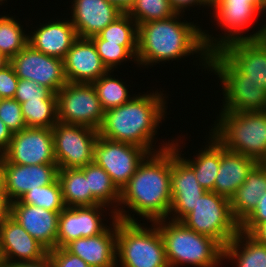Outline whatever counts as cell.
<instances>
[{
	"label": "cell",
	"instance_id": "db71d44e",
	"mask_svg": "<svg viewBox=\"0 0 266 267\" xmlns=\"http://www.w3.org/2000/svg\"><path fill=\"white\" fill-rule=\"evenodd\" d=\"M6 2H7V4H9L8 0H0V6H3V5L6 6L7 5Z\"/></svg>",
	"mask_w": 266,
	"mask_h": 267
},
{
	"label": "cell",
	"instance_id": "ac0fdd59",
	"mask_svg": "<svg viewBox=\"0 0 266 267\" xmlns=\"http://www.w3.org/2000/svg\"><path fill=\"white\" fill-rule=\"evenodd\" d=\"M205 132V139L202 142L204 144H199L201 147L189 154L188 157H185L187 155L184 150L186 144H188L185 142L187 141L185 135L182 136L181 133V135L173 137L172 146L175 148L177 155L195 172L196 179L201 187L206 191L214 192L215 180L220 166V143L209 131Z\"/></svg>",
	"mask_w": 266,
	"mask_h": 267
},
{
	"label": "cell",
	"instance_id": "2e32d148",
	"mask_svg": "<svg viewBox=\"0 0 266 267\" xmlns=\"http://www.w3.org/2000/svg\"><path fill=\"white\" fill-rule=\"evenodd\" d=\"M171 207L167 219L181 221L206 192L197 181L195 172L177 155L171 146Z\"/></svg>",
	"mask_w": 266,
	"mask_h": 267
},
{
	"label": "cell",
	"instance_id": "484cf974",
	"mask_svg": "<svg viewBox=\"0 0 266 267\" xmlns=\"http://www.w3.org/2000/svg\"><path fill=\"white\" fill-rule=\"evenodd\" d=\"M256 164L254 159L227 150L220 144V166L214 192L230 200Z\"/></svg>",
	"mask_w": 266,
	"mask_h": 267
},
{
	"label": "cell",
	"instance_id": "11a10c76",
	"mask_svg": "<svg viewBox=\"0 0 266 267\" xmlns=\"http://www.w3.org/2000/svg\"><path fill=\"white\" fill-rule=\"evenodd\" d=\"M0 267H5V264L2 262V263L0 264Z\"/></svg>",
	"mask_w": 266,
	"mask_h": 267
},
{
	"label": "cell",
	"instance_id": "c3c4849f",
	"mask_svg": "<svg viewBox=\"0 0 266 267\" xmlns=\"http://www.w3.org/2000/svg\"><path fill=\"white\" fill-rule=\"evenodd\" d=\"M252 3L264 16L266 15V0H248Z\"/></svg>",
	"mask_w": 266,
	"mask_h": 267
},
{
	"label": "cell",
	"instance_id": "d4e9b609",
	"mask_svg": "<svg viewBox=\"0 0 266 267\" xmlns=\"http://www.w3.org/2000/svg\"><path fill=\"white\" fill-rule=\"evenodd\" d=\"M117 219L101 234L81 237L64 248L90 267H116Z\"/></svg>",
	"mask_w": 266,
	"mask_h": 267
},
{
	"label": "cell",
	"instance_id": "74e56055",
	"mask_svg": "<svg viewBox=\"0 0 266 267\" xmlns=\"http://www.w3.org/2000/svg\"><path fill=\"white\" fill-rule=\"evenodd\" d=\"M0 119L12 134L26 128L21 104L14 98L0 99Z\"/></svg>",
	"mask_w": 266,
	"mask_h": 267
},
{
	"label": "cell",
	"instance_id": "4316f807",
	"mask_svg": "<svg viewBox=\"0 0 266 267\" xmlns=\"http://www.w3.org/2000/svg\"><path fill=\"white\" fill-rule=\"evenodd\" d=\"M266 192V166L257 163L248 173L245 182L231 197L230 206L235 220L241 224L256 208L259 198Z\"/></svg>",
	"mask_w": 266,
	"mask_h": 267
},
{
	"label": "cell",
	"instance_id": "bcb514c9",
	"mask_svg": "<svg viewBox=\"0 0 266 267\" xmlns=\"http://www.w3.org/2000/svg\"><path fill=\"white\" fill-rule=\"evenodd\" d=\"M11 203L4 192L0 193V225L11 216Z\"/></svg>",
	"mask_w": 266,
	"mask_h": 267
},
{
	"label": "cell",
	"instance_id": "8d00e7d4",
	"mask_svg": "<svg viewBox=\"0 0 266 267\" xmlns=\"http://www.w3.org/2000/svg\"><path fill=\"white\" fill-rule=\"evenodd\" d=\"M139 26L175 15L169 0H136L127 13Z\"/></svg>",
	"mask_w": 266,
	"mask_h": 267
},
{
	"label": "cell",
	"instance_id": "60d3db41",
	"mask_svg": "<svg viewBox=\"0 0 266 267\" xmlns=\"http://www.w3.org/2000/svg\"><path fill=\"white\" fill-rule=\"evenodd\" d=\"M263 222H266V192L259 198L256 208L240 224V231L251 234Z\"/></svg>",
	"mask_w": 266,
	"mask_h": 267
},
{
	"label": "cell",
	"instance_id": "836d02e7",
	"mask_svg": "<svg viewBox=\"0 0 266 267\" xmlns=\"http://www.w3.org/2000/svg\"><path fill=\"white\" fill-rule=\"evenodd\" d=\"M138 25L123 13L91 40H106L107 43H119L121 46H137Z\"/></svg>",
	"mask_w": 266,
	"mask_h": 267
},
{
	"label": "cell",
	"instance_id": "83f0119b",
	"mask_svg": "<svg viewBox=\"0 0 266 267\" xmlns=\"http://www.w3.org/2000/svg\"><path fill=\"white\" fill-rule=\"evenodd\" d=\"M223 261H228L233 267H266V245L239 231L224 247Z\"/></svg>",
	"mask_w": 266,
	"mask_h": 267
},
{
	"label": "cell",
	"instance_id": "681fc988",
	"mask_svg": "<svg viewBox=\"0 0 266 267\" xmlns=\"http://www.w3.org/2000/svg\"><path fill=\"white\" fill-rule=\"evenodd\" d=\"M10 64V59L0 52V70L4 69Z\"/></svg>",
	"mask_w": 266,
	"mask_h": 267
},
{
	"label": "cell",
	"instance_id": "7bdbcfd3",
	"mask_svg": "<svg viewBox=\"0 0 266 267\" xmlns=\"http://www.w3.org/2000/svg\"><path fill=\"white\" fill-rule=\"evenodd\" d=\"M169 2L171 4L172 9L175 11V13H178V14L187 15L188 13L189 15L190 14L189 12L196 11L194 10L196 7L198 8L197 11L203 8L201 12L204 13L205 16L207 13L209 14V11H210L208 10L209 8L207 7L205 0H169ZM205 10L207 11L206 13H205ZM186 11L187 13L185 14Z\"/></svg>",
	"mask_w": 266,
	"mask_h": 267
},
{
	"label": "cell",
	"instance_id": "cb8c5ba5",
	"mask_svg": "<svg viewBox=\"0 0 266 267\" xmlns=\"http://www.w3.org/2000/svg\"><path fill=\"white\" fill-rule=\"evenodd\" d=\"M59 215L19 200L11 203V216L48 251L56 248Z\"/></svg>",
	"mask_w": 266,
	"mask_h": 267
},
{
	"label": "cell",
	"instance_id": "ab89813d",
	"mask_svg": "<svg viewBox=\"0 0 266 267\" xmlns=\"http://www.w3.org/2000/svg\"><path fill=\"white\" fill-rule=\"evenodd\" d=\"M48 255L53 267H90L80 257L71 254L65 248L56 247L49 250Z\"/></svg>",
	"mask_w": 266,
	"mask_h": 267
},
{
	"label": "cell",
	"instance_id": "603a6c76",
	"mask_svg": "<svg viewBox=\"0 0 266 267\" xmlns=\"http://www.w3.org/2000/svg\"><path fill=\"white\" fill-rule=\"evenodd\" d=\"M246 80L264 85L266 89V42L257 40L233 41L219 50Z\"/></svg>",
	"mask_w": 266,
	"mask_h": 267
},
{
	"label": "cell",
	"instance_id": "30bf717a",
	"mask_svg": "<svg viewBox=\"0 0 266 267\" xmlns=\"http://www.w3.org/2000/svg\"><path fill=\"white\" fill-rule=\"evenodd\" d=\"M56 95L58 122L100 128L105 110L92 83L67 82Z\"/></svg>",
	"mask_w": 266,
	"mask_h": 267
},
{
	"label": "cell",
	"instance_id": "e0dca14e",
	"mask_svg": "<svg viewBox=\"0 0 266 267\" xmlns=\"http://www.w3.org/2000/svg\"><path fill=\"white\" fill-rule=\"evenodd\" d=\"M55 17H52L53 19L50 17L48 21L44 20L42 23L38 21L39 24L34 26L28 23L31 28L28 30V44L41 53L63 60L79 37L68 16L63 18L61 12L60 18L59 15Z\"/></svg>",
	"mask_w": 266,
	"mask_h": 267
},
{
	"label": "cell",
	"instance_id": "9a60e30c",
	"mask_svg": "<svg viewBox=\"0 0 266 267\" xmlns=\"http://www.w3.org/2000/svg\"><path fill=\"white\" fill-rule=\"evenodd\" d=\"M10 64L19 79H27L57 93L66 83L63 60L48 56L27 45L15 55Z\"/></svg>",
	"mask_w": 266,
	"mask_h": 267
},
{
	"label": "cell",
	"instance_id": "f1b7e54d",
	"mask_svg": "<svg viewBox=\"0 0 266 267\" xmlns=\"http://www.w3.org/2000/svg\"><path fill=\"white\" fill-rule=\"evenodd\" d=\"M58 180L66 207L100 204L88 190V178L80 168L59 169Z\"/></svg>",
	"mask_w": 266,
	"mask_h": 267
},
{
	"label": "cell",
	"instance_id": "1f68e13d",
	"mask_svg": "<svg viewBox=\"0 0 266 267\" xmlns=\"http://www.w3.org/2000/svg\"><path fill=\"white\" fill-rule=\"evenodd\" d=\"M116 71L109 70L106 74L102 75L98 80L92 82L93 87L97 93L102 108L106 111L108 109L118 107L127 103L136 93L128 87H133L123 81V77L114 75ZM117 76V77H116ZM116 77V78H115ZM122 77V78H121ZM128 84V85H127ZM131 90V92L129 90ZM133 92H135L133 94Z\"/></svg>",
	"mask_w": 266,
	"mask_h": 267
},
{
	"label": "cell",
	"instance_id": "ffe728a7",
	"mask_svg": "<svg viewBox=\"0 0 266 267\" xmlns=\"http://www.w3.org/2000/svg\"><path fill=\"white\" fill-rule=\"evenodd\" d=\"M48 250L12 216L0 225V258L3 263L38 261Z\"/></svg>",
	"mask_w": 266,
	"mask_h": 267
},
{
	"label": "cell",
	"instance_id": "d590c367",
	"mask_svg": "<svg viewBox=\"0 0 266 267\" xmlns=\"http://www.w3.org/2000/svg\"><path fill=\"white\" fill-rule=\"evenodd\" d=\"M23 204L60 213L66 206L63 201L62 189L58 178L51 184L29 190L19 200Z\"/></svg>",
	"mask_w": 266,
	"mask_h": 267
},
{
	"label": "cell",
	"instance_id": "d6986e66",
	"mask_svg": "<svg viewBox=\"0 0 266 267\" xmlns=\"http://www.w3.org/2000/svg\"><path fill=\"white\" fill-rule=\"evenodd\" d=\"M3 192L11 202L20 198L29 190H35L53 183L58 178L57 164L17 165L2 163Z\"/></svg>",
	"mask_w": 266,
	"mask_h": 267
},
{
	"label": "cell",
	"instance_id": "b9f144b4",
	"mask_svg": "<svg viewBox=\"0 0 266 267\" xmlns=\"http://www.w3.org/2000/svg\"><path fill=\"white\" fill-rule=\"evenodd\" d=\"M19 78L11 64L0 70V98H14Z\"/></svg>",
	"mask_w": 266,
	"mask_h": 267
},
{
	"label": "cell",
	"instance_id": "f907efd6",
	"mask_svg": "<svg viewBox=\"0 0 266 267\" xmlns=\"http://www.w3.org/2000/svg\"><path fill=\"white\" fill-rule=\"evenodd\" d=\"M3 192V170H2V158L0 157V193Z\"/></svg>",
	"mask_w": 266,
	"mask_h": 267
},
{
	"label": "cell",
	"instance_id": "7402d4cb",
	"mask_svg": "<svg viewBox=\"0 0 266 267\" xmlns=\"http://www.w3.org/2000/svg\"><path fill=\"white\" fill-rule=\"evenodd\" d=\"M63 65L70 83H92L109 71L90 38H78L66 53Z\"/></svg>",
	"mask_w": 266,
	"mask_h": 267
},
{
	"label": "cell",
	"instance_id": "3957f363",
	"mask_svg": "<svg viewBox=\"0 0 266 267\" xmlns=\"http://www.w3.org/2000/svg\"><path fill=\"white\" fill-rule=\"evenodd\" d=\"M170 183L171 147L148 154L121 190L116 218L146 223L168 218L172 200Z\"/></svg>",
	"mask_w": 266,
	"mask_h": 267
},
{
	"label": "cell",
	"instance_id": "6da1fadb",
	"mask_svg": "<svg viewBox=\"0 0 266 267\" xmlns=\"http://www.w3.org/2000/svg\"><path fill=\"white\" fill-rule=\"evenodd\" d=\"M186 16L176 13L167 19L150 21L138 26L136 59L139 71L146 72L145 69L155 66L157 68L158 64L170 65L173 61L178 63L182 59L188 60V57H192L189 60L193 67L198 65L195 67L197 71L201 69V74L208 73L210 52L203 38L205 26H200L195 19L191 21Z\"/></svg>",
	"mask_w": 266,
	"mask_h": 267
},
{
	"label": "cell",
	"instance_id": "4dcf8cb0",
	"mask_svg": "<svg viewBox=\"0 0 266 267\" xmlns=\"http://www.w3.org/2000/svg\"><path fill=\"white\" fill-rule=\"evenodd\" d=\"M3 13L0 14V52L4 54L10 60L22 51L28 45V35L27 28H29L28 23L32 21L29 17L25 18L28 21H21L19 16ZM26 27L24 28V24Z\"/></svg>",
	"mask_w": 266,
	"mask_h": 267
},
{
	"label": "cell",
	"instance_id": "52a82bcc",
	"mask_svg": "<svg viewBox=\"0 0 266 267\" xmlns=\"http://www.w3.org/2000/svg\"><path fill=\"white\" fill-rule=\"evenodd\" d=\"M209 74L216 75L217 86L220 82L217 92L222 98L220 103L222 105L217 107L220 108L218 112L266 111L264 85L246 80V75L242 74L219 50L210 53L208 77Z\"/></svg>",
	"mask_w": 266,
	"mask_h": 267
},
{
	"label": "cell",
	"instance_id": "d6a6232c",
	"mask_svg": "<svg viewBox=\"0 0 266 267\" xmlns=\"http://www.w3.org/2000/svg\"><path fill=\"white\" fill-rule=\"evenodd\" d=\"M26 127L52 128L57 122V100H27L21 103Z\"/></svg>",
	"mask_w": 266,
	"mask_h": 267
},
{
	"label": "cell",
	"instance_id": "f6af8a7d",
	"mask_svg": "<svg viewBox=\"0 0 266 267\" xmlns=\"http://www.w3.org/2000/svg\"><path fill=\"white\" fill-rule=\"evenodd\" d=\"M12 135V132L0 119V156L8 149Z\"/></svg>",
	"mask_w": 266,
	"mask_h": 267
},
{
	"label": "cell",
	"instance_id": "7a4b0ae2",
	"mask_svg": "<svg viewBox=\"0 0 266 267\" xmlns=\"http://www.w3.org/2000/svg\"><path fill=\"white\" fill-rule=\"evenodd\" d=\"M153 89L154 86L147 92H138L127 103L106 110L102 125L98 129L99 136L137 145L149 154L170 148L173 137L170 140L168 137V141L166 137L161 140L163 137H158V132L166 118L169 119L167 115H170L172 110L167 109L168 101L173 100H169L170 95L161 87Z\"/></svg>",
	"mask_w": 266,
	"mask_h": 267
},
{
	"label": "cell",
	"instance_id": "8fae6325",
	"mask_svg": "<svg viewBox=\"0 0 266 267\" xmlns=\"http://www.w3.org/2000/svg\"><path fill=\"white\" fill-rule=\"evenodd\" d=\"M54 155L59 169L80 168L93 162L97 129L57 122L52 127Z\"/></svg>",
	"mask_w": 266,
	"mask_h": 267
},
{
	"label": "cell",
	"instance_id": "5b68a950",
	"mask_svg": "<svg viewBox=\"0 0 266 267\" xmlns=\"http://www.w3.org/2000/svg\"><path fill=\"white\" fill-rule=\"evenodd\" d=\"M209 10L207 17L214 19L211 20L209 17L210 22L215 24V29H203V38L210 53L220 50L233 41L257 40L264 35L265 16L248 0H220ZM258 20L262 22L258 23Z\"/></svg>",
	"mask_w": 266,
	"mask_h": 267
},
{
	"label": "cell",
	"instance_id": "277c9868",
	"mask_svg": "<svg viewBox=\"0 0 266 267\" xmlns=\"http://www.w3.org/2000/svg\"><path fill=\"white\" fill-rule=\"evenodd\" d=\"M155 223L169 267H222L224 247L214 238L187 228L181 221L166 218Z\"/></svg>",
	"mask_w": 266,
	"mask_h": 267
},
{
	"label": "cell",
	"instance_id": "7dc6e473",
	"mask_svg": "<svg viewBox=\"0 0 266 267\" xmlns=\"http://www.w3.org/2000/svg\"><path fill=\"white\" fill-rule=\"evenodd\" d=\"M107 2L115 5L123 13H128L136 0H106Z\"/></svg>",
	"mask_w": 266,
	"mask_h": 267
},
{
	"label": "cell",
	"instance_id": "ba28073f",
	"mask_svg": "<svg viewBox=\"0 0 266 267\" xmlns=\"http://www.w3.org/2000/svg\"><path fill=\"white\" fill-rule=\"evenodd\" d=\"M116 267H169L164 242L155 222L117 219Z\"/></svg>",
	"mask_w": 266,
	"mask_h": 267
},
{
	"label": "cell",
	"instance_id": "5bb4252c",
	"mask_svg": "<svg viewBox=\"0 0 266 267\" xmlns=\"http://www.w3.org/2000/svg\"><path fill=\"white\" fill-rule=\"evenodd\" d=\"M2 163L17 165L57 164L52 128L26 127L13 133Z\"/></svg>",
	"mask_w": 266,
	"mask_h": 267
},
{
	"label": "cell",
	"instance_id": "9c48e42d",
	"mask_svg": "<svg viewBox=\"0 0 266 267\" xmlns=\"http://www.w3.org/2000/svg\"><path fill=\"white\" fill-rule=\"evenodd\" d=\"M181 222L197 233L214 238L223 247L240 231V224L232 215L229 199L213 191H206Z\"/></svg>",
	"mask_w": 266,
	"mask_h": 267
},
{
	"label": "cell",
	"instance_id": "7c38bea8",
	"mask_svg": "<svg viewBox=\"0 0 266 267\" xmlns=\"http://www.w3.org/2000/svg\"><path fill=\"white\" fill-rule=\"evenodd\" d=\"M116 219L114 210L103 204L65 207L58 219L56 247L64 248L71 241L81 237L97 236Z\"/></svg>",
	"mask_w": 266,
	"mask_h": 267
},
{
	"label": "cell",
	"instance_id": "816d5d0a",
	"mask_svg": "<svg viewBox=\"0 0 266 267\" xmlns=\"http://www.w3.org/2000/svg\"><path fill=\"white\" fill-rule=\"evenodd\" d=\"M220 0H205V3L207 7L210 9L212 6H214L216 3H218Z\"/></svg>",
	"mask_w": 266,
	"mask_h": 267
},
{
	"label": "cell",
	"instance_id": "f5cc1de1",
	"mask_svg": "<svg viewBox=\"0 0 266 267\" xmlns=\"http://www.w3.org/2000/svg\"><path fill=\"white\" fill-rule=\"evenodd\" d=\"M265 17H266V15H265ZM262 39L266 42V18H265L264 35H263Z\"/></svg>",
	"mask_w": 266,
	"mask_h": 267
},
{
	"label": "cell",
	"instance_id": "8992f818",
	"mask_svg": "<svg viewBox=\"0 0 266 267\" xmlns=\"http://www.w3.org/2000/svg\"><path fill=\"white\" fill-rule=\"evenodd\" d=\"M214 115L213 124L206 128L225 149L257 163L266 160V111L215 112Z\"/></svg>",
	"mask_w": 266,
	"mask_h": 267
},
{
	"label": "cell",
	"instance_id": "4fadbf2b",
	"mask_svg": "<svg viewBox=\"0 0 266 267\" xmlns=\"http://www.w3.org/2000/svg\"><path fill=\"white\" fill-rule=\"evenodd\" d=\"M149 153L137 145L98 137L93 162L102 167L121 191Z\"/></svg>",
	"mask_w": 266,
	"mask_h": 267
},
{
	"label": "cell",
	"instance_id": "e575fe53",
	"mask_svg": "<svg viewBox=\"0 0 266 267\" xmlns=\"http://www.w3.org/2000/svg\"><path fill=\"white\" fill-rule=\"evenodd\" d=\"M92 41L96 46L103 64L108 70L120 72L118 69L123 68L124 64L128 62H130V64L133 62L137 70H139L136 59L137 46H121L119 43H107L106 40Z\"/></svg>",
	"mask_w": 266,
	"mask_h": 267
},
{
	"label": "cell",
	"instance_id": "f35d334b",
	"mask_svg": "<svg viewBox=\"0 0 266 267\" xmlns=\"http://www.w3.org/2000/svg\"><path fill=\"white\" fill-rule=\"evenodd\" d=\"M14 99L21 104L27 100H57V95L34 81L19 79Z\"/></svg>",
	"mask_w": 266,
	"mask_h": 267
},
{
	"label": "cell",
	"instance_id": "ee69618b",
	"mask_svg": "<svg viewBox=\"0 0 266 267\" xmlns=\"http://www.w3.org/2000/svg\"><path fill=\"white\" fill-rule=\"evenodd\" d=\"M4 264L5 267H53L52 261L48 254L38 261Z\"/></svg>",
	"mask_w": 266,
	"mask_h": 267
},
{
	"label": "cell",
	"instance_id": "f546056e",
	"mask_svg": "<svg viewBox=\"0 0 266 267\" xmlns=\"http://www.w3.org/2000/svg\"><path fill=\"white\" fill-rule=\"evenodd\" d=\"M80 169L88 178V190H90L91 195L100 204L106 205L116 212L121 200V191L109 174L94 162L80 167Z\"/></svg>",
	"mask_w": 266,
	"mask_h": 267
},
{
	"label": "cell",
	"instance_id": "44dd1931",
	"mask_svg": "<svg viewBox=\"0 0 266 267\" xmlns=\"http://www.w3.org/2000/svg\"><path fill=\"white\" fill-rule=\"evenodd\" d=\"M63 15L70 16L79 38H91L123 14L106 0H71ZM70 11V13H69ZM71 14V15H70Z\"/></svg>",
	"mask_w": 266,
	"mask_h": 267
}]
</instances>
